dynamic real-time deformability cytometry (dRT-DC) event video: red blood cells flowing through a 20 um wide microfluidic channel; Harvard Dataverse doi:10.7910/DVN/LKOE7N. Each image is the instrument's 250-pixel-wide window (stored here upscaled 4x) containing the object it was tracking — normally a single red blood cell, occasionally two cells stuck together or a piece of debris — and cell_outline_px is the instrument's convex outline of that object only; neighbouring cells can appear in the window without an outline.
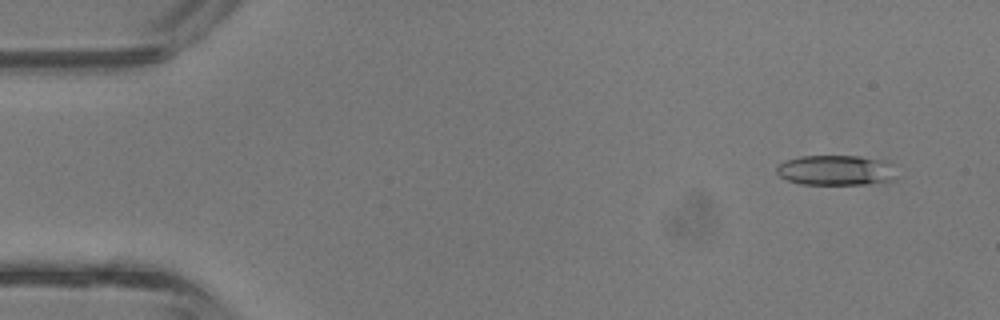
{"species": "common noctule bat (a hibernating species)", "species_latin": "Nyctalus noctula", "temperature_condition": "room temperature", "stored_images_in_passage": 3, "camera_frame_rate_fps": 3000, "um_per_image_px": 0.085, "animal": {"sex": "male", "body_mass_g": 13.3}, "frame": {"image": 1, "passage_image": 1, "time_ms": 0.0, "image_size_px": [1000, 320], "cell_outline_px": [[896, 180], [884, 184], [800, 184], [788, 180], [780, 176], [776, 172], [776, 168], [784, 160], [800, 156], [860, 156], [888, 160], [892, 164]], "centroid_in_image_um": [71.12, 14.47], "position_along_channel_um": 13.9, "area_um2": 21.56}}